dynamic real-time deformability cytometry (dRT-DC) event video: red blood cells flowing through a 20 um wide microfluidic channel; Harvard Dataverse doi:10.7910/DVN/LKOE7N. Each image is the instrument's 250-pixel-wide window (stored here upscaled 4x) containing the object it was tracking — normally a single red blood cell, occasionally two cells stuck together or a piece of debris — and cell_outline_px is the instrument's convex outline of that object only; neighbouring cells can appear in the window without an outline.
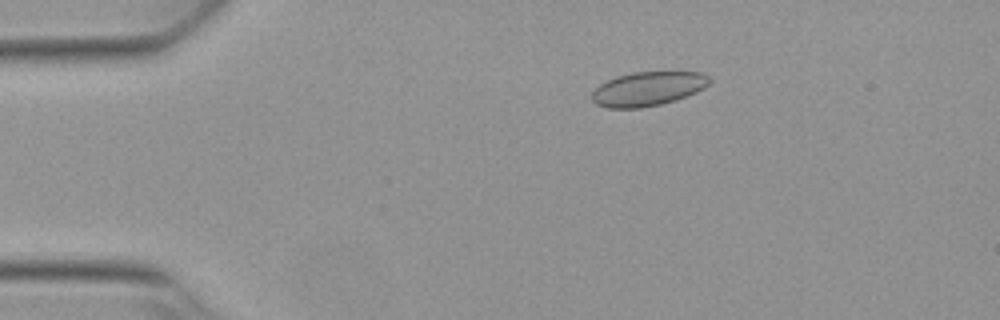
{"species": "Egyptian fruit bat (a non-hibernating species)", "species_latin": "Rousettus aegyptiacus", "temperature_condition": "warm", "stored_images_in_passage": 46, "camera_frame_rate_fps": 3000, "um_per_image_px": 0.085, "animal": {"sex": "female"}, "frame": {"image": 1, "passage_image": 2, "time_ms": 0.333, "image_size_px": [1000, 320], "cell_outline_px": [[712, 80], [704, 88], [696, 92], [676, 100], [660, 104], [640, 108], [608, 108], [596, 104], [592, 100], [592, 92], [600, 84], [616, 76], [632, 72], [704, 72]], "centroid_in_image_um": [55.08, 7.54], "position_along_channel_um": 29.9, "area_um2": 23.41}}
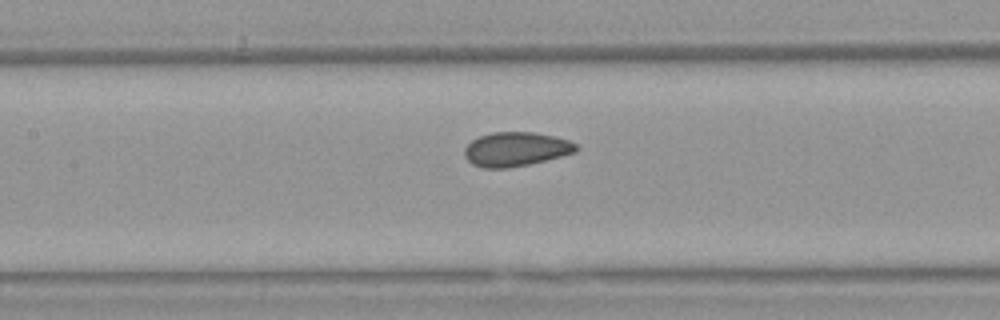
{"frame": {"image": 2, "passage_image": 17, "time_ms": 5.333, "image_size_px": [1000, 320], "cell_outline_px": [[580, 148], [576, 152], [528, 164], [508, 168], [480, 168], [472, 164], [464, 156], [464, 148], [472, 140], [480, 136], [492, 132], [532, 132], [552, 136], [568, 140], [576, 144]], "centroid_in_image_um": [43.82, 12.68], "position_along_channel_um": 163.6, "area_um2": 22.14}}
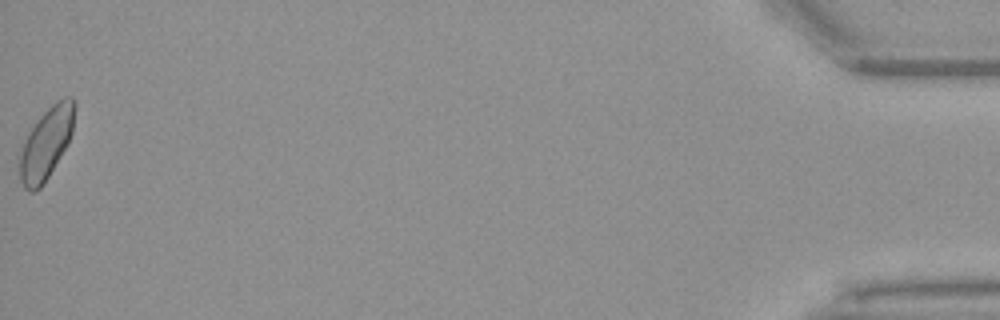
{"frame": {"image": 3, "passage_image": 46, "time_ms": 15.0, "image_size_px": [1000, 320], "cell_outline_px": [[76, 108], [72, 132], [64, 148], [48, 176], [40, 188], [36, 192], [28, 192], [24, 188], [20, 180], [16, 156], [16, 152], [28, 132], [40, 116], [56, 100], [64, 96], [72, 96], [76, 104]], "centroid_in_image_um": [3.86, 12.18], "position_along_channel_um": 431.3, "area_um2": 23.41}, "authors_computed_cell_mechanics": {"area_um2": 22.0796, "velocity_mm_per_s": 3.8077, "shape_relaxation_time_tau1_ms": 9.0282, "shape_relaxation_time_tau2_ms": 0.8541, "deformation_change_tau1": 0.0945, "deformation_change_tau2": 0.0632}}